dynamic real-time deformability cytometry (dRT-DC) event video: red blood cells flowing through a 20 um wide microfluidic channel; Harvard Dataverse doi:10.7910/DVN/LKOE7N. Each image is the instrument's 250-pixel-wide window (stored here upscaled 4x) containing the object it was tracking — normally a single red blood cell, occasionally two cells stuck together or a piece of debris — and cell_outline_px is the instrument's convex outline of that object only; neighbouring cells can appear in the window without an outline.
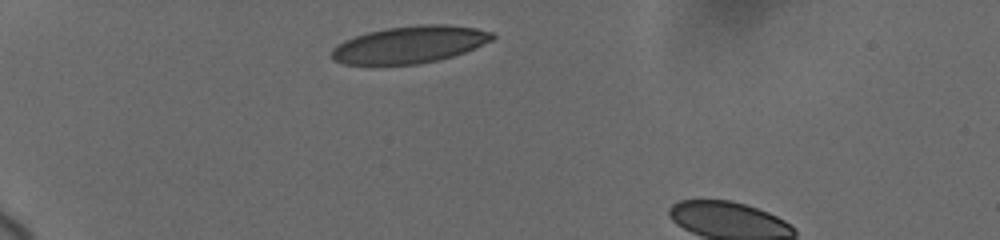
{"species": "human", "species_latin": "Homo sapiens", "temperature_condition": "cold", "stored_images_in_passage": 11, "camera_frame_rate_fps": 3000, "um_per_image_px": 0.085, "donor": {"sex": "female"}, "frame": {"image": 1, "passage_image": 1, "time_ms": 0.0, "image_size_px": [1000, 240], "cell_outline_px": [[496, 36], [492, 40], [464, 52], [452, 56], [420, 64], [344, 64], [332, 60], [332, 48], [336, 44], [344, 40], [368, 32], [388, 28], [424, 24], [448, 24], [476, 28], [492, 32]], "centroid_in_image_um": [34.82, 3.78], "position_along_channel_um": 50.2, "area_um2": 34.51}}
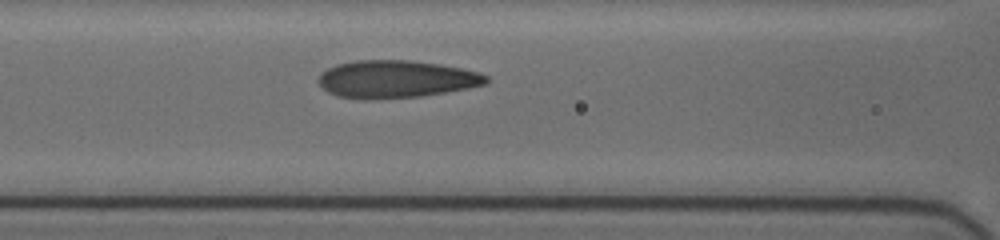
{"frame": {"image": 2, "passage_image": 7, "time_ms": 3.333, "image_size_px": [1000, 240], "cell_outline_px": [[492, 80], [488, 84], [468, 88], [420, 96], [368, 100], [336, 96], [328, 92], [316, 80], [320, 72], [336, 64], [356, 60], [412, 60], [440, 64], [480, 72], [488, 76]], "centroid_in_image_um": [33.67, 6.72], "position_along_channel_um": 132.9, "area_um2": 37.05}}
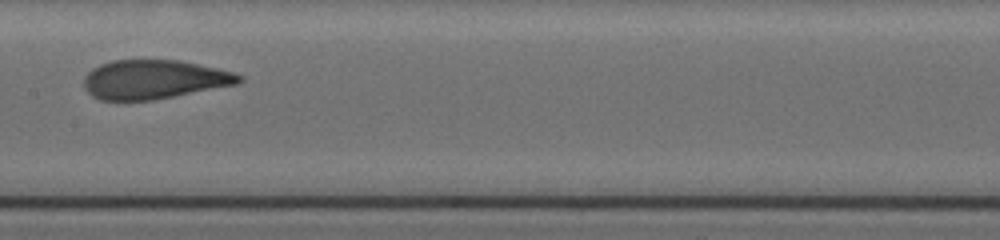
{"frame": {"image": 3, "passage_image": 10, "time_ms": 5.0, "image_size_px": [1000, 240], "cell_outline_px": [[244, 80], [236, 84], [152, 100], [100, 100], [92, 96], [84, 88], [84, 76], [92, 68], [100, 64], [112, 60], [180, 60], [216, 68], [232, 72], [244, 76]], "centroid_in_image_um": [13.06, 6.75], "position_along_channel_um": 194.3, "area_um2": 35.14}}